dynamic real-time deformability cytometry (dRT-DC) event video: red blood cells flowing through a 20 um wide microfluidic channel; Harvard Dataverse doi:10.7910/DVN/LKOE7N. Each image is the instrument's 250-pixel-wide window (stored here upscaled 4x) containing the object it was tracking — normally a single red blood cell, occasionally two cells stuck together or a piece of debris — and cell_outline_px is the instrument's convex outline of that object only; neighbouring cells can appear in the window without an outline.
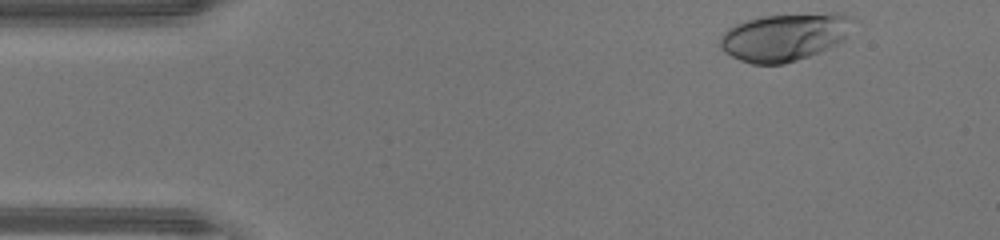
{"species": "human", "species_latin": "Homo sapiens", "temperature_condition": "warm", "stored_images_in_passage": 36, "camera_frame_rate_fps": 3000, "um_per_image_px": 0.085, "donor": {"sex": "male"}, "frame": {"image": 1, "passage_image": 1, "time_ms": 0.0, "image_size_px": [1000, 240], "cell_outline_px": [[856, 20], [844, 40], [820, 52], [784, 64], [752, 64], [740, 60], [724, 52], [720, 48], [720, 36], [728, 28], [736, 24], [760, 16], [828, 12], [840, 12], [852, 16]], "centroid_in_image_um": [66.73, 3.12], "position_along_channel_um": 18.3, "area_um2": 37.28}}
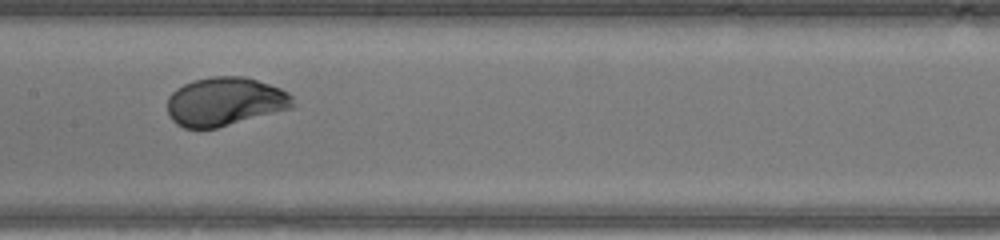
{"frame": {"image": 2, "passage_image": 19, "time_ms": 6.0, "image_size_px": [1000, 240], "cell_outline_px": [[296, 104], [292, 108], [216, 128], [184, 128], [176, 124], [172, 120], [168, 112], [168, 96], [176, 88], [192, 80], [212, 76], [244, 76], [280, 88], [288, 92], [292, 96]], "centroid_in_image_um": [19.12, 8.63], "position_along_channel_um": 188.3, "area_um2": 35.6}}
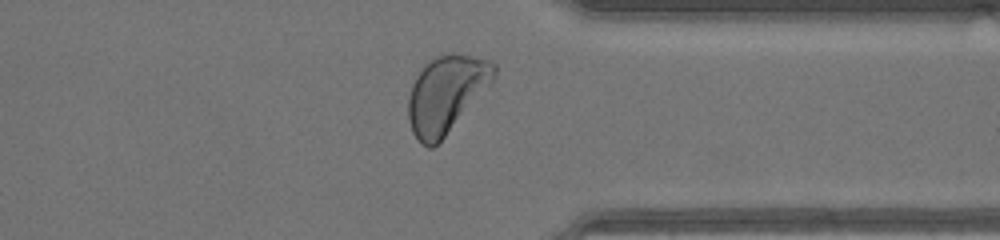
{"frame": {"image": 3, "passage_image": 32, "time_ms": 10.333, "image_size_px": [1000, 240], "cell_outline_px": [[496, 72], [492, 80], [444, 136], [432, 148], [428, 148], [420, 144], [412, 132], [408, 120], [408, 96], [412, 84], [416, 76], [424, 64], [436, 56], [452, 52], [472, 56], [488, 60], [496, 64]], "centroid_in_image_um": [37.86, 7.97], "position_along_channel_um": 373.5, "area_um2": 37.8}, "authors_computed_cell_mechanics": {"area_um2": 35.6337, "velocity_mm_per_s": 4.3932, "shape_relaxation_time_tau1_ms": 2.7609, "shape_relaxation_time_tau2_ms": null, "deformation_change_tau1": 0.1836, "deformation_change_tau2": null}}